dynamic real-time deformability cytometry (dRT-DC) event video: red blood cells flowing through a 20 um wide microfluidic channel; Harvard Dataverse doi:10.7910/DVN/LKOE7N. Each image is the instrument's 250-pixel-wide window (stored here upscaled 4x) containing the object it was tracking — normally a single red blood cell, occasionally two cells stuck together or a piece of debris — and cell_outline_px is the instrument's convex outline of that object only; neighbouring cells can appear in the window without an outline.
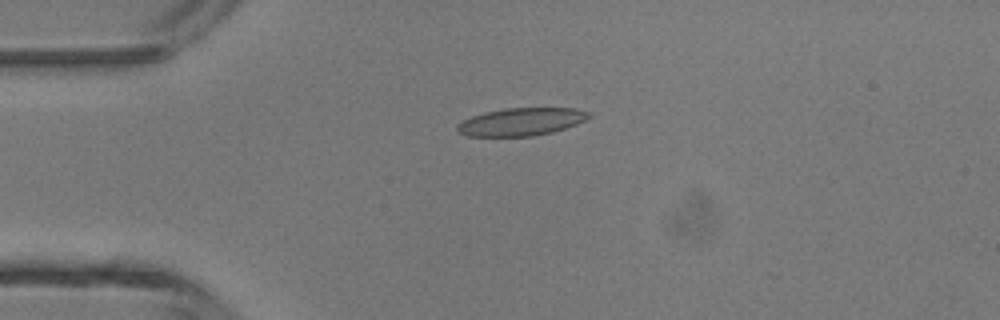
{"species": "common noctule bat (a hibernating species)", "species_latin": "Nyctalus noctula", "temperature_condition": "room temperature", "stored_images_in_passage": 2, "camera_frame_rate_fps": 3000, "um_per_image_px": 0.085, "animal": {"sex": "male", "body_mass_g": 13.3}, "frame": {"image": 1, "passage_image": 2, "time_ms": 0.333, "image_size_px": [1000, 320], "cell_outline_px": [[592, 116], [576, 124], [552, 132], [532, 136], [468, 136], [460, 132], [456, 128], [456, 124], [472, 116], [484, 112], [504, 108], [576, 108], [588, 112]], "centroid_in_image_um": [44.29, 10.34], "position_along_channel_um": 40.7, "area_um2": 21.15}}